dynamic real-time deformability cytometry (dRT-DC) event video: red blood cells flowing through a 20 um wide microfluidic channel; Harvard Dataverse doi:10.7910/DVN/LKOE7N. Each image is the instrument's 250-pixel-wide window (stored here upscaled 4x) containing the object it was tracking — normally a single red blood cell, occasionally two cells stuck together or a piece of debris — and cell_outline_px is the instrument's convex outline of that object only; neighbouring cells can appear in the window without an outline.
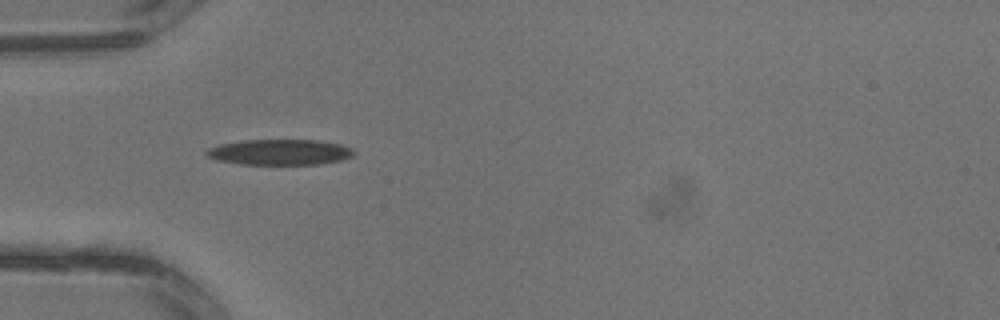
{"species": "common noctule bat (a hibernating species)", "species_latin": "Nyctalus noctula", "temperature_condition": "warm", "stored_images_in_passage": 1, "camera_frame_rate_fps": 3000, "um_per_image_px": 0.085, "animal": {"sex": "male", "body_mass_g": 13.3}, "frame": {"image": 1, "passage_image": 1, "time_ms": 0.0, "image_size_px": [1000, 320], "cell_outline_px": [[356, 152], [352, 156], [340, 160], [320, 164], [240, 164], [216, 160], [204, 156], [204, 152], [208, 148], [220, 144], [244, 140], [316, 140], [340, 144], [352, 148]], "centroid_in_image_um": [23.74, 12.93], "position_along_channel_um": 61.3, "area_um2": 22.08}}